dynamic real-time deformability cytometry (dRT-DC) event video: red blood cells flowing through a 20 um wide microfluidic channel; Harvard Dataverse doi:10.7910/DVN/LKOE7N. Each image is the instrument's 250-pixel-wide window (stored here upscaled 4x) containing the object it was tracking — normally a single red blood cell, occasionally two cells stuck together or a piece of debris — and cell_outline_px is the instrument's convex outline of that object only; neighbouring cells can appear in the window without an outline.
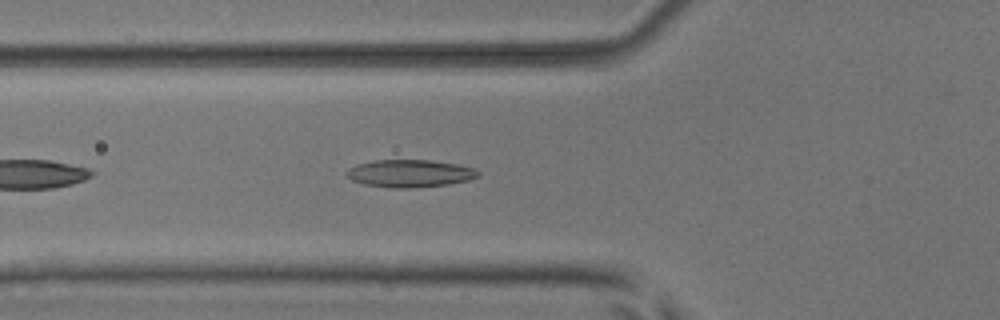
{"species": "common noctule bat (a hibernating species)", "species_latin": "Nyctalus noctula", "temperature_condition": "room temperature", "stored_images_in_passage": 38, "camera_frame_rate_fps": 3000, "um_per_image_px": 0.085, "animal": {"sex": "male", "body_mass_g": 17.9, "forearm_length_mm": 54.2}, "frame": {"image": 1, "passage_image": 6, "time_ms": 1.667, "image_size_px": [1000, 320], "cell_outline_px": [[480, 176], [468, 180], [448, 184], [408, 188], [392, 188], [364, 184], [352, 180], [344, 172], [348, 168], [356, 164], [376, 160], [428, 160], [456, 164], [472, 168], [480, 172]], "centroid_in_image_um": [34.81, 14.74], "position_along_channel_um": 91.0, "area_um2": 20.98}}
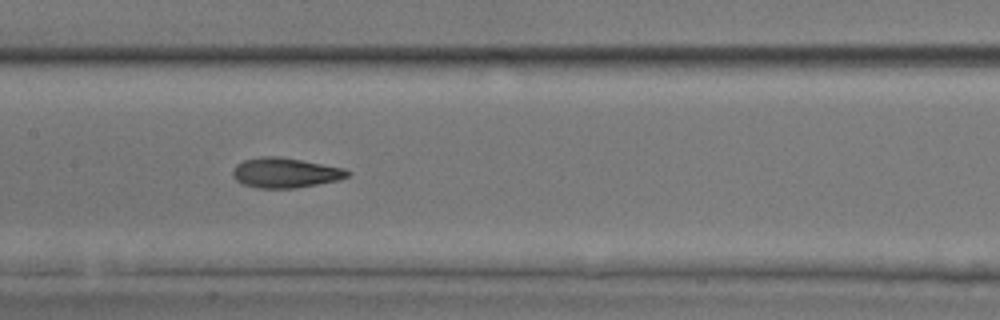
{"frame": {"image": 2, "passage_image": 13, "time_ms": 4.0, "image_size_px": [1000, 320], "cell_outline_px": [[352, 172], [348, 176], [340, 180], [296, 188], [260, 188], [244, 184], [236, 180], [232, 176], [232, 172], [236, 164], [244, 160], [260, 156], [280, 156], [344, 168]], "centroid_in_image_um": [24.26, 14.68], "position_along_channel_um": 183.1, "area_um2": 20.11}}
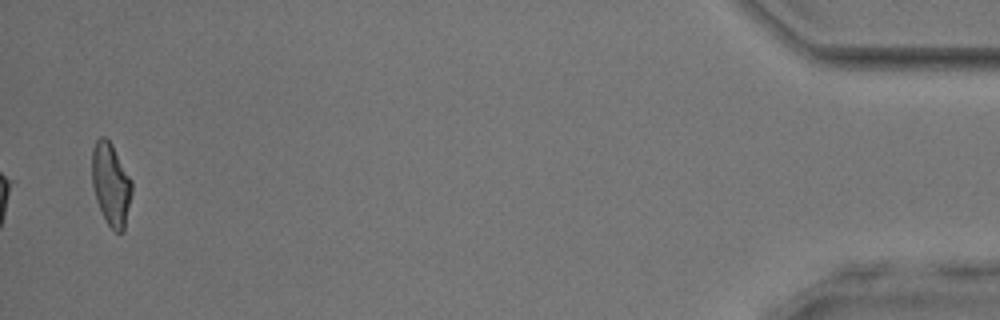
{"frame": {"image": 3, "passage_image": 38, "time_ms": 12.333, "image_size_px": [1000, 320], "cell_outline_px": [[132, 192], [124, 232], [116, 232], [104, 220], [96, 200], [92, 184], [92, 148], [96, 140], [100, 136], [104, 136], [112, 144], [132, 180]], "centroid_in_image_um": [9.43, 15.67], "position_along_channel_um": 425.8, "area_um2": 19.36}, "authors_computed_cell_mechanics": {"area_um2": 19.6809, "velocity_mm_per_s": 3.937, "shape_relaxation_time_tau1_ms": 5.2364, "shape_relaxation_time_tau2_ms": 2.2967, "deformation_change_tau1": 0.1685, "deformation_change_tau2": 0.1056}}